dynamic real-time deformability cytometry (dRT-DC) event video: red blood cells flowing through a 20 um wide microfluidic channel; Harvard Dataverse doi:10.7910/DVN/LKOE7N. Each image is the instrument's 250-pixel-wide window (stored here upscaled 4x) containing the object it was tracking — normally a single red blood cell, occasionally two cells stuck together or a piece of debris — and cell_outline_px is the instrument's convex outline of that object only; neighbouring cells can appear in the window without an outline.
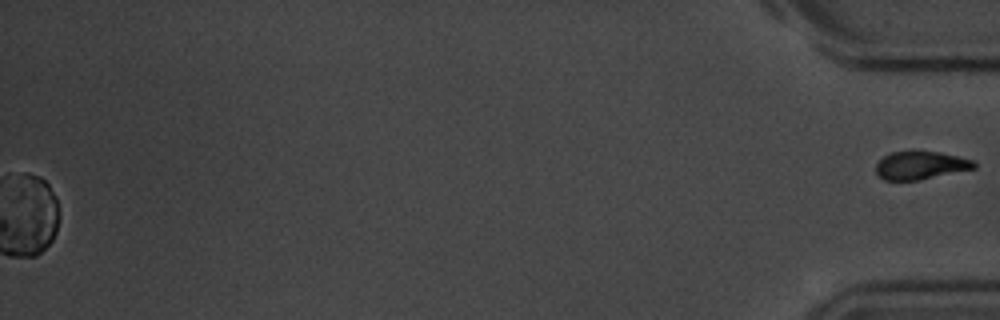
{"species": "common noctule bat (a hibernating species)", "species_latin": "Nyctalus noctula", "temperature_condition": "room temperature", "stored_images_in_passage": 56, "camera_frame_rate_fps": 3000, "um_per_image_px": 0.085, "animal": {"sex": "male", "body_mass_g": 20.1, "forearm_length_mm": 53.5}, "frame": {"image": 1, "passage_image": 56, "time_ms": 18.333, "image_size_px": [1000, 320], "cell_outline_px": [[976, 168], [920, 180], [884, 180], [876, 172], [876, 164], [884, 156], [892, 152], [940, 152], [972, 160], [976, 164]], "centroid_in_image_um": [78.25, 14.07], "position_along_channel_um": 357.0, "area_um2": 15.78}}